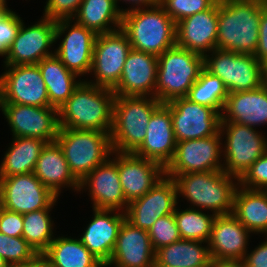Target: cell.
<instances>
[{
	"label": "cell",
	"instance_id": "53",
	"mask_svg": "<svg viewBox=\"0 0 267 267\" xmlns=\"http://www.w3.org/2000/svg\"><path fill=\"white\" fill-rule=\"evenodd\" d=\"M153 267H163V266H160V265H156V264H154V266Z\"/></svg>",
	"mask_w": 267,
	"mask_h": 267
},
{
	"label": "cell",
	"instance_id": "38",
	"mask_svg": "<svg viewBox=\"0 0 267 267\" xmlns=\"http://www.w3.org/2000/svg\"><path fill=\"white\" fill-rule=\"evenodd\" d=\"M38 254L21 237H9L0 232V257L8 267H19L33 261Z\"/></svg>",
	"mask_w": 267,
	"mask_h": 267
},
{
	"label": "cell",
	"instance_id": "29",
	"mask_svg": "<svg viewBox=\"0 0 267 267\" xmlns=\"http://www.w3.org/2000/svg\"><path fill=\"white\" fill-rule=\"evenodd\" d=\"M10 140L1 156L0 178L34 172L47 142L30 137H11Z\"/></svg>",
	"mask_w": 267,
	"mask_h": 267
},
{
	"label": "cell",
	"instance_id": "35",
	"mask_svg": "<svg viewBox=\"0 0 267 267\" xmlns=\"http://www.w3.org/2000/svg\"><path fill=\"white\" fill-rule=\"evenodd\" d=\"M58 201L60 203V198L47 209L23 214L22 237L38 255H42L55 239V236L61 232L56 230L59 229L58 222L54 220L56 217L52 216L56 212L54 209L57 208Z\"/></svg>",
	"mask_w": 267,
	"mask_h": 267
},
{
	"label": "cell",
	"instance_id": "11",
	"mask_svg": "<svg viewBox=\"0 0 267 267\" xmlns=\"http://www.w3.org/2000/svg\"><path fill=\"white\" fill-rule=\"evenodd\" d=\"M36 20L30 25L22 21L2 66L34 65L55 54L56 21L43 16Z\"/></svg>",
	"mask_w": 267,
	"mask_h": 267
},
{
	"label": "cell",
	"instance_id": "22",
	"mask_svg": "<svg viewBox=\"0 0 267 267\" xmlns=\"http://www.w3.org/2000/svg\"><path fill=\"white\" fill-rule=\"evenodd\" d=\"M252 237L254 235L233 214L216 216L208 241L211 259L243 260L250 242H254Z\"/></svg>",
	"mask_w": 267,
	"mask_h": 267
},
{
	"label": "cell",
	"instance_id": "47",
	"mask_svg": "<svg viewBox=\"0 0 267 267\" xmlns=\"http://www.w3.org/2000/svg\"><path fill=\"white\" fill-rule=\"evenodd\" d=\"M115 2L122 14L137 9L153 7L159 4V0H115ZM124 5L127 7H124Z\"/></svg>",
	"mask_w": 267,
	"mask_h": 267
},
{
	"label": "cell",
	"instance_id": "5",
	"mask_svg": "<svg viewBox=\"0 0 267 267\" xmlns=\"http://www.w3.org/2000/svg\"><path fill=\"white\" fill-rule=\"evenodd\" d=\"M161 104L155 97L116 96L110 132L113 151L134 153L145 140L152 113Z\"/></svg>",
	"mask_w": 267,
	"mask_h": 267
},
{
	"label": "cell",
	"instance_id": "4",
	"mask_svg": "<svg viewBox=\"0 0 267 267\" xmlns=\"http://www.w3.org/2000/svg\"><path fill=\"white\" fill-rule=\"evenodd\" d=\"M121 29L137 51L159 56L176 45V23L160 4L123 14Z\"/></svg>",
	"mask_w": 267,
	"mask_h": 267
},
{
	"label": "cell",
	"instance_id": "43",
	"mask_svg": "<svg viewBox=\"0 0 267 267\" xmlns=\"http://www.w3.org/2000/svg\"><path fill=\"white\" fill-rule=\"evenodd\" d=\"M83 0H45L41 14L51 20L72 19Z\"/></svg>",
	"mask_w": 267,
	"mask_h": 267
},
{
	"label": "cell",
	"instance_id": "21",
	"mask_svg": "<svg viewBox=\"0 0 267 267\" xmlns=\"http://www.w3.org/2000/svg\"><path fill=\"white\" fill-rule=\"evenodd\" d=\"M158 59L156 55L131 49L126 57L116 96L155 97Z\"/></svg>",
	"mask_w": 267,
	"mask_h": 267
},
{
	"label": "cell",
	"instance_id": "31",
	"mask_svg": "<svg viewBox=\"0 0 267 267\" xmlns=\"http://www.w3.org/2000/svg\"><path fill=\"white\" fill-rule=\"evenodd\" d=\"M63 233V234H62ZM55 236L42 256L51 267H104V265L82 244L76 234L62 232Z\"/></svg>",
	"mask_w": 267,
	"mask_h": 267
},
{
	"label": "cell",
	"instance_id": "51",
	"mask_svg": "<svg viewBox=\"0 0 267 267\" xmlns=\"http://www.w3.org/2000/svg\"><path fill=\"white\" fill-rule=\"evenodd\" d=\"M263 11L267 14V2L263 0Z\"/></svg>",
	"mask_w": 267,
	"mask_h": 267
},
{
	"label": "cell",
	"instance_id": "10",
	"mask_svg": "<svg viewBox=\"0 0 267 267\" xmlns=\"http://www.w3.org/2000/svg\"><path fill=\"white\" fill-rule=\"evenodd\" d=\"M97 34L73 19L56 21L55 54L70 71L86 80L92 68Z\"/></svg>",
	"mask_w": 267,
	"mask_h": 267
},
{
	"label": "cell",
	"instance_id": "45",
	"mask_svg": "<svg viewBox=\"0 0 267 267\" xmlns=\"http://www.w3.org/2000/svg\"><path fill=\"white\" fill-rule=\"evenodd\" d=\"M259 237L263 239L256 246L251 244L254 248L250 245L243 258L245 267H267V235Z\"/></svg>",
	"mask_w": 267,
	"mask_h": 267
},
{
	"label": "cell",
	"instance_id": "26",
	"mask_svg": "<svg viewBox=\"0 0 267 267\" xmlns=\"http://www.w3.org/2000/svg\"><path fill=\"white\" fill-rule=\"evenodd\" d=\"M155 250L148 231L124 220L109 262L104 267H153Z\"/></svg>",
	"mask_w": 267,
	"mask_h": 267
},
{
	"label": "cell",
	"instance_id": "24",
	"mask_svg": "<svg viewBox=\"0 0 267 267\" xmlns=\"http://www.w3.org/2000/svg\"><path fill=\"white\" fill-rule=\"evenodd\" d=\"M218 1L210 8L176 23V45L202 56L216 49Z\"/></svg>",
	"mask_w": 267,
	"mask_h": 267
},
{
	"label": "cell",
	"instance_id": "23",
	"mask_svg": "<svg viewBox=\"0 0 267 267\" xmlns=\"http://www.w3.org/2000/svg\"><path fill=\"white\" fill-rule=\"evenodd\" d=\"M176 144L170 106L168 103H162L152 113L145 140L134 154L166 168L174 157Z\"/></svg>",
	"mask_w": 267,
	"mask_h": 267
},
{
	"label": "cell",
	"instance_id": "8",
	"mask_svg": "<svg viewBox=\"0 0 267 267\" xmlns=\"http://www.w3.org/2000/svg\"><path fill=\"white\" fill-rule=\"evenodd\" d=\"M204 68L223 81L228 93L257 89L267 81V68L252 54L214 49L204 56Z\"/></svg>",
	"mask_w": 267,
	"mask_h": 267
},
{
	"label": "cell",
	"instance_id": "7",
	"mask_svg": "<svg viewBox=\"0 0 267 267\" xmlns=\"http://www.w3.org/2000/svg\"><path fill=\"white\" fill-rule=\"evenodd\" d=\"M56 142L79 182L113 153L110 133L102 131L59 129Z\"/></svg>",
	"mask_w": 267,
	"mask_h": 267
},
{
	"label": "cell",
	"instance_id": "41",
	"mask_svg": "<svg viewBox=\"0 0 267 267\" xmlns=\"http://www.w3.org/2000/svg\"><path fill=\"white\" fill-rule=\"evenodd\" d=\"M15 9H11L0 19V57L5 58L8 50L17 36L23 18Z\"/></svg>",
	"mask_w": 267,
	"mask_h": 267
},
{
	"label": "cell",
	"instance_id": "14",
	"mask_svg": "<svg viewBox=\"0 0 267 267\" xmlns=\"http://www.w3.org/2000/svg\"><path fill=\"white\" fill-rule=\"evenodd\" d=\"M1 68L0 103L50 107L46 85L37 64Z\"/></svg>",
	"mask_w": 267,
	"mask_h": 267
},
{
	"label": "cell",
	"instance_id": "28",
	"mask_svg": "<svg viewBox=\"0 0 267 267\" xmlns=\"http://www.w3.org/2000/svg\"><path fill=\"white\" fill-rule=\"evenodd\" d=\"M34 175L60 199L64 191H71L75 197L79 192L80 182L71 173L63 150L56 141L47 143L42 149Z\"/></svg>",
	"mask_w": 267,
	"mask_h": 267
},
{
	"label": "cell",
	"instance_id": "9",
	"mask_svg": "<svg viewBox=\"0 0 267 267\" xmlns=\"http://www.w3.org/2000/svg\"><path fill=\"white\" fill-rule=\"evenodd\" d=\"M223 171L240 179L267 151V133L234 122H220Z\"/></svg>",
	"mask_w": 267,
	"mask_h": 267
},
{
	"label": "cell",
	"instance_id": "3",
	"mask_svg": "<svg viewBox=\"0 0 267 267\" xmlns=\"http://www.w3.org/2000/svg\"><path fill=\"white\" fill-rule=\"evenodd\" d=\"M116 95L83 80L58 110L60 129L111 132Z\"/></svg>",
	"mask_w": 267,
	"mask_h": 267
},
{
	"label": "cell",
	"instance_id": "48",
	"mask_svg": "<svg viewBox=\"0 0 267 267\" xmlns=\"http://www.w3.org/2000/svg\"><path fill=\"white\" fill-rule=\"evenodd\" d=\"M209 267H245L243 260L211 259Z\"/></svg>",
	"mask_w": 267,
	"mask_h": 267
},
{
	"label": "cell",
	"instance_id": "30",
	"mask_svg": "<svg viewBox=\"0 0 267 267\" xmlns=\"http://www.w3.org/2000/svg\"><path fill=\"white\" fill-rule=\"evenodd\" d=\"M232 214L254 235H267V191L238 186Z\"/></svg>",
	"mask_w": 267,
	"mask_h": 267
},
{
	"label": "cell",
	"instance_id": "36",
	"mask_svg": "<svg viewBox=\"0 0 267 267\" xmlns=\"http://www.w3.org/2000/svg\"><path fill=\"white\" fill-rule=\"evenodd\" d=\"M174 216L181 239L208 243L215 214L178 203Z\"/></svg>",
	"mask_w": 267,
	"mask_h": 267
},
{
	"label": "cell",
	"instance_id": "32",
	"mask_svg": "<svg viewBox=\"0 0 267 267\" xmlns=\"http://www.w3.org/2000/svg\"><path fill=\"white\" fill-rule=\"evenodd\" d=\"M37 65L46 85L50 107L59 110L83 79L68 70L56 55L42 59Z\"/></svg>",
	"mask_w": 267,
	"mask_h": 267
},
{
	"label": "cell",
	"instance_id": "13",
	"mask_svg": "<svg viewBox=\"0 0 267 267\" xmlns=\"http://www.w3.org/2000/svg\"><path fill=\"white\" fill-rule=\"evenodd\" d=\"M0 114L12 137L38 138L55 142L60 129L58 109L15 103H0Z\"/></svg>",
	"mask_w": 267,
	"mask_h": 267
},
{
	"label": "cell",
	"instance_id": "25",
	"mask_svg": "<svg viewBox=\"0 0 267 267\" xmlns=\"http://www.w3.org/2000/svg\"><path fill=\"white\" fill-rule=\"evenodd\" d=\"M117 167L128 203L142 197L165 176V168L161 164L134 153L117 152Z\"/></svg>",
	"mask_w": 267,
	"mask_h": 267
},
{
	"label": "cell",
	"instance_id": "16",
	"mask_svg": "<svg viewBox=\"0 0 267 267\" xmlns=\"http://www.w3.org/2000/svg\"><path fill=\"white\" fill-rule=\"evenodd\" d=\"M57 199L34 172L0 178V207L20 214L47 209Z\"/></svg>",
	"mask_w": 267,
	"mask_h": 267
},
{
	"label": "cell",
	"instance_id": "37",
	"mask_svg": "<svg viewBox=\"0 0 267 267\" xmlns=\"http://www.w3.org/2000/svg\"><path fill=\"white\" fill-rule=\"evenodd\" d=\"M228 97L223 81L203 68L186 96L190 101L213 108L222 114Z\"/></svg>",
	"mask_w": 267,
	"mask_h": 267
},
{
	"label": "cell",
	"instance_id": "46",
	"mask_svg": "<svg viewBox=\"0 0 267 267\" xmlns=\"http://www.w3.org/2000/svg\"><path fill=\"white\" fill-rule=\"evenodd\" d=\"M254 56L267 68V14L264 11L260 18L259 42Z\"/></svg>",
	"mask_w": 267,
	"mask_h": 267
},
{
	"label": "cell",
	"instance_id": "40",
	"mask_svg": "<svg viewBox=\"0 0 267 267\" xmlns=\"http://www.w3.org/2000/svg\"><path fill=\"white\" fill-rule=\"evenodd\" d=\"M218 0H159V4L175 23L198 12L210 9Z\"/></svg>",
	"mask_w": 267,
	"mask_h": 267
},
{
	"label": "cell",
	"instance_id": "12",
	"mask_svg": "<svg viewBox=\"0 0 267 267\" xmlns=\"http://www.w3.org/2000/svg\"><path fill=\"white\" fill-rule=\"evenodd\" d=\"M131 44L120 28L112 32L97 34L92 68L86 82L113 89L119 82Z\"/></svg>",
	"mask_w": 267,
	"mask_h": 267
},
{
	"label": "cell",
	"instance_id": "20",
	"mask_svg": "<svg viewBox=\"0 0 267 267\" xmlns=\"http://www.w3.org/2000/svg\"><path fill=\"white\" fill-rule=\"evenodd\" d=\"M92 214L77 236L82 244L105 266L114 249L125 212L114 209H91Z\"/></svg>",
	"mask_w": 267,
	"mask_h": 267
},
{
	"label": "cell",
	"instance_id": "17",
	"mask_svg": "<svg viewBox=\"0 0 267 267\" xmlns=\"http://www.w3.org/2000/svg\"><path fill=\"white\" fill-rule=\"evenodd\" d=\"M83 193L90 199V208L114 209L122 212L127 210L129 203L120 183L116 151L80 181L79 198Z\"/></svg>",
	"mask_w": 267,
	"mask_h": 267
},
{
	"label": "cell",
	"instance_id": "2",
	"mask_svg": "<svg viewBox=\"0 0 267 267\" xmlns=\"http://www.w3.org/2000/svg\"><path fill=\"white\" fill-rule=\"evenodd\" d=\"M263 0H218L216 49L255 54Z\"/></svg>",
	"mask_w": 267,
	"mask_h": 267
},
{
	"label": "cell",
	"instance_id": "52",
	"mask_svg": "<svg viewBox=\"0 0 267 267\" xmlns=\"http://www.w3.org/2000/svg\"><path fill=\"white\" fill-rule=\"evenodd\" d=\"M0 267H8L1 257H0Z\"/></svg>",
	"mask_w": 267,
	"mask_h": 267
},
{
	"label": "cell",
	"instance_id": "18",
	"mask_svg": "<svg viewBox=\"0 0 267 267\" xmlns=\"http://www.w3.org/2000/svg\"><path fill=\"white\" fill-rule=\"evenodd\" d=\"M167 103L177 142L207 138L219 132L221 114L213 108L194 103L186 97Z\"/></svg>",
	"mask_w": 267,
	"mask_h": 267
},
{
	"label": "cell",
	"instance_id": "33",
	"mask_svg": "<svg viewBox=\"0 0 267 267\" xmlns=\"http://www.w3.org/2000/svg\"><path fill=\"white\" fill-rule=\"evenodd\" d=\"M207 242L180 239L155 252V264L163 267H209Z\"/></svg>",
	"mask_w": 267,
	"mask_h": 267
},
{
	"label": "cell",
	"instance_id": "34",
	"mask_svg": "<svg viewBox=\"0 0 267 267\" xmlns=\"http://www.w3.org/2000/svg\"><path fill=\"white\" fill-rule=\"evenodd\" d=\"M122 18L115 0H83L72 19L96 34H102L120 29Z\"/></svg>",
	"mask_w": 267,
	"mask_h": 267
},
{
	"label": "cell",
	"instance_id": "39",
	"mask_svg": "<svg viewBox=\"0 0 267 267\" xmlns=\"http://www.w3.org/2000/svg\"><path fill=\"white\" fill-rule=\"evenodd\" d=\"M148 234L155 252L180 240L181 237L174 213L157 219L148 230Z\"/></svg>",
	"mask_w": 267,
	"mask_h": 267
},
{
	"label": "cell",
	"instance_id": "44",
	"mask_svg": "<svg viewBox=\"0 0 267 267\" xmlns=\"http://www.w3.org/2000/svg\"><path fill=\"white\" fill-rule=\"evenodd\" d=\"M0 232L9 237H21L23 233V214L0 207Z\"/></svg>",
	"mask_w": 267,
	"mask_h": 267
},
{
	"label": "cell",
	"instance_id": "49",
	"mask_svg": "<svg viewBox=\"0 0 267 267\" xmlns=\"http://www.w3.org/2000/svg\"><path fill=\"white\" fill-rule=\"evenodd\" d=\"M19 267H51V265L42 255H38L33 261Z\"/></svg>",
	"mask_w": 267,
	"mask_h": 267
},
{
	"label": "cell",
	"instance_id": "19",
	"mask_svg": "<svg viewBox=\"0 0 267 267\" xmlns=\"http://www.w3.org/2000/svg\"><path fill=\"white\" fill-rule=\"evenodd\" d=\"M177 205L176 183L165 175L146 194L128 204L126 220L148 231L157 219L173 214Z\"/></svg>",
	"mask_w": 267,
	"mask_h": 267
},
{
	"label": "cell",
	"instance_id": "27",
	"mask_svg": "<svg viewBox=\"0 0 267 267\" xmlns=\"http://www.w3.org/2000/svg\"><path fill=\"white\" fill-rule=\"evenodd\" d=\"M220 122L267 128V81L257 89L228 93Z\"/></svg>",
	"mask_w": 267,
	"mask_h": 267
},
{
	"label": "cell",
	"instance_id": "50",
	"mask_svg": "<svg viewBox=\"0 0 267 267\" xmlns=\"http://www.w3.org/2000/svg\"><path fill=\"white\" fill-rule=\"evenodd\" d=\"M10 0H0V19L4 17L11 9L8 5Z\"/></svg>",
	"mask_w": 267,
	"mask_h": 267
},
{
	"label": "cell",
	"instance_id": "1",
	"mask_svg": "<svg viewBox=\"0 0 267 267\" xmlns=\"http://www.w3.org/2000/svg\"><path fill=\"white\" fill-rule=\"evenodd\" d=\"M173 179L178 203L183 202L184 206L208 211L216 216L232 214L238 178L219 170L181 174Z\"/></svg>",
	"mask_w": 267,
	"mask_h": 267
},
{
	"label": "cell",
	"instance_id": "42",
	"mask_svg": "<svg viewBox=\"0 0 267 267\" xmlns=\"http://www.w3.org/2000/svg\"><path fill=\"white\" fill-rule=\"evenodd\" d=\"M239 185L248 189H267V151L239 179Z\"/></svg>",
	"mask_w": 267,
	"mask_h": 267
},
{
	"label": "cell",
	"instance_id": "6",
	"mask_svg": "<svg viewBox=\"0 0 267 267\" xmlns=\"http://www.w3.org/2000/svg\"><path fill=\"white\" fill-rule=\"evenodd\" d=\"M155 98L167 103L186 97L204 68V56L177 45L157 56Z\"/></svg>",
	"mask_w": 267,
	"mask_h": 267
},
{
	"label": "cell",
	"instance_id": "15",
	"mask_svg": "<svg viewBox=\"0 0 267 267\" xmlns=\"http://www.w3.org/2000/svg\"><path fill=\"white\" fill-rule=\"evenodd\" d=\"M223 170L222 137L220 132L202 139L180 141L172 161L165 168V175Z\"/></svg>",
	"mask_w": 267,
	"mask_h": 267
}]
</instances>
